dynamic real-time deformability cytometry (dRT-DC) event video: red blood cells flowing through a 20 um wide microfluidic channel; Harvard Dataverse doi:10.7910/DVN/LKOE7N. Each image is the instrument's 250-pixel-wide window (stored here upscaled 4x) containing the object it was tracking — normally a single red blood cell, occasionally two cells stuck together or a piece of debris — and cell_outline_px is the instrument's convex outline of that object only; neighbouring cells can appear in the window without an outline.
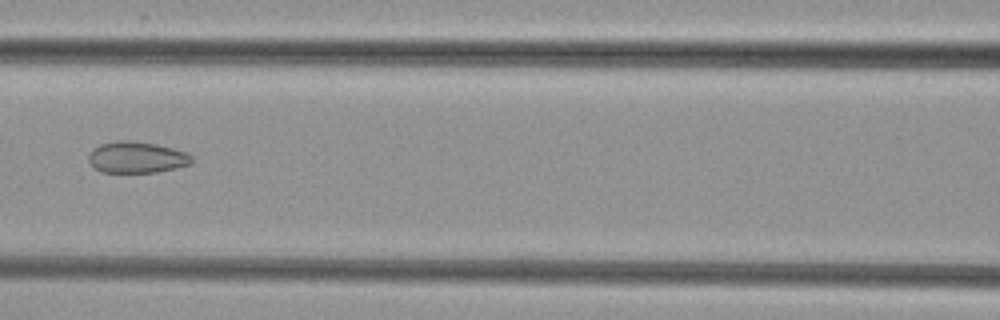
{"species": "common noctule bat (a hibernating species)", "species_latin": "Nyctalus noctula", "temperature_condition": "cold", "stored_images_in_passage": 6, "camera_frame_rate_fps": 3000, "um_per_image_px": 0.085, "animal": {"sex": "female", "body_mass_g": 29.2, "forearm_length_mm": 56.3}, "frame": {"image": 1, "passage_image": 5, "time_ms": 5.667, "image_size_px": [1000, 320], "cell_outline_px": [[192, 164], [176, 168], [156, 172], [100, 172], [92, 168], [88, 160], [88, 156], [92, 148], [100, 144], [116, 140], [128, 140], [156, 144], [188, 152], [192, 156]], "centroid_in_image_um": [11.59, 13.37], "position_along_channel_um": 155.0, "area_um2": 19.13}}
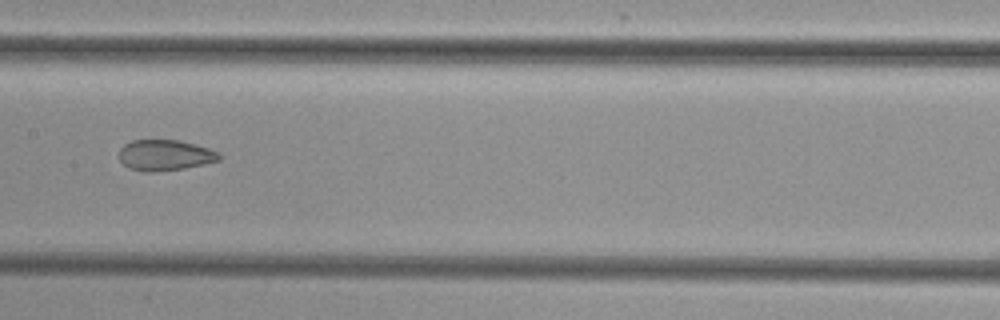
{"frame": {"image": 2, "passage_image": 6, "time_ms": 6.667, "image_size_px": [1000, 320], "cell_outline_px": [[220, 160], [204, 164], [184, 168], [152, 172], [144, 172], [128, 168], [120, 160], [120, 148], [124, 144], [132, 140], [180, 140], [208, 148], [220, 152]], "centroid_in_image_um": [14.02, 13.19], "position_along_channel_um": 193.4, "area_um2": 17.98}}